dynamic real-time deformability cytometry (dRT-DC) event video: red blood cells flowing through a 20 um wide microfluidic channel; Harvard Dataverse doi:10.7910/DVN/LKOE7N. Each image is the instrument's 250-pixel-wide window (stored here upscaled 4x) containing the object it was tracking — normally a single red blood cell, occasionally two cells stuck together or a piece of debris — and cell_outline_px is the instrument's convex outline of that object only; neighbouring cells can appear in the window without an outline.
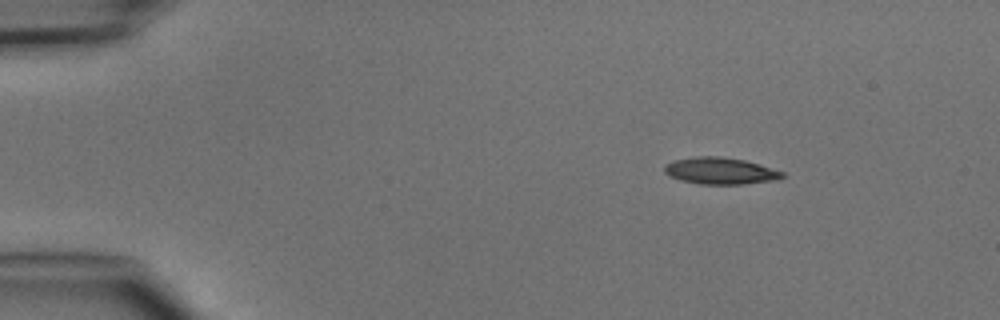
{"species": "common noctule bat (a hibernating species)", "species_latin": "Nyctalus noctula", "temperature_condition": "cold", "stored_images_in_passage": 3, "camera_frame_rate_fps": 3000, "um_per_image_px": 0.085, "animal": {"sex": "male", "body_mass_g": 15.6}, "frame": {"image": 1, "passage_image": 1, "time_ms": 0.0, "image_size_px": [1000, 320], "cell_outline_px": [[784, 176], [776, 180], [744, 184], [700, 184], [680, 180], [664, 172], [664, 164], [672, 160], [696, 156], [720, 156], [744, 160], [760, 164], [784, 172]], "centroid_in_image_um": [61.21, 14.51], "position_along_channel_um": 23.8, "area_um2": 18.44}}